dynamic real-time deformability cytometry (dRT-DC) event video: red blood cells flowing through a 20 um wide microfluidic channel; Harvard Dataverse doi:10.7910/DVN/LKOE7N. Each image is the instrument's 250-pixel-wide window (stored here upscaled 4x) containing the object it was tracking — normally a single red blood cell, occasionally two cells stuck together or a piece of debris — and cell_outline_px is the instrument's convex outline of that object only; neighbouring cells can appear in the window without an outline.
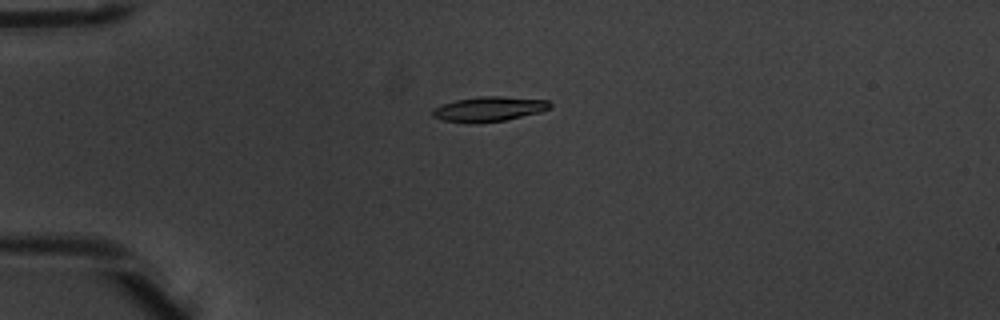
{"species": "common noctule bat (a hibernating species)", "species_latin": "Nyctalus noctula", "temperature_condition": "warm", "stored_images_in_passage": 3, "camera_frame_rate_fps": 3000, "um_per_image_px": 0.085, "animal": {"sex": "male", "body_mass_g": 20.1, "forearm_length_mm": 53.5}, "frame": {"image": 1, "passage_image": 2, "time_ms": 0.333, "image_size_px": [1000, 320], "cell_outline_px": [[552, 108], [540, 112], [504, 120], [476, 124], [468, 124], [444, 120], [432, 116], [432, 108], [456, 100], [480, 96], [504, 96], [548, 100], [552, 104]], "centroid_in_image_um": [41.57, 9.27], "position_along_channel_um": 43.4, "area_um2": 17.17}}